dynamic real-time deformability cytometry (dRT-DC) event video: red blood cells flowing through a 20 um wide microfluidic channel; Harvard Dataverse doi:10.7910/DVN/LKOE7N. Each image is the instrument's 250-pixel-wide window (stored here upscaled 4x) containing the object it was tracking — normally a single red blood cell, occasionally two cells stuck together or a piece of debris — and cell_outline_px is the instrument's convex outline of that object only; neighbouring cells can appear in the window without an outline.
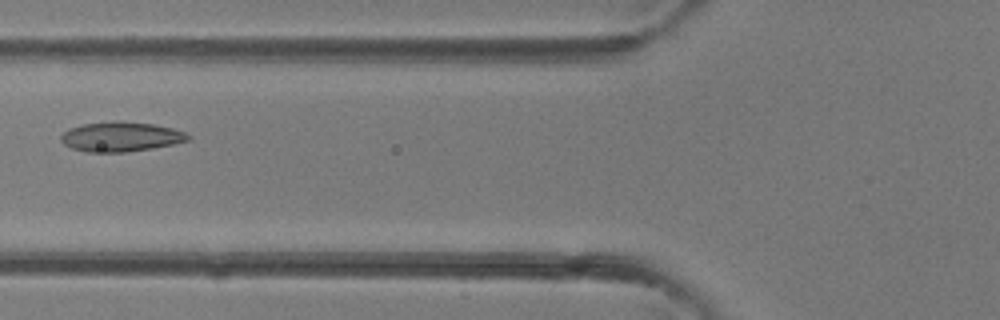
{"species": "common noctule bat (a hibernating species)", "species_latin": "Nyctalus noctula", "temperature_condition": "room temperature", "stored_images_in_passage": 41, "camera_frame_rate_fps": 3000, "um_per_image_px": 0.085, "animal": {"sex": "female"}, "frame": {"image": 1, "passage_image": 16, "time_ms": 5.0, "image_size_px": [1000, 320], "cell_outline_px": [[192, 136], [188, 140], [172, 144], [152, 148], [128, 152], [88, 152], [72, 148], [64, 144], [60, 140], [60, 136], [68, 128], [80, 124], [120, 120], [152, 124], [172, 128], [184, 132]], "centroid_in_image_um": [10.24, 11.61], "position_along_channel_um": 115.6, "area_um2": 22.08}}
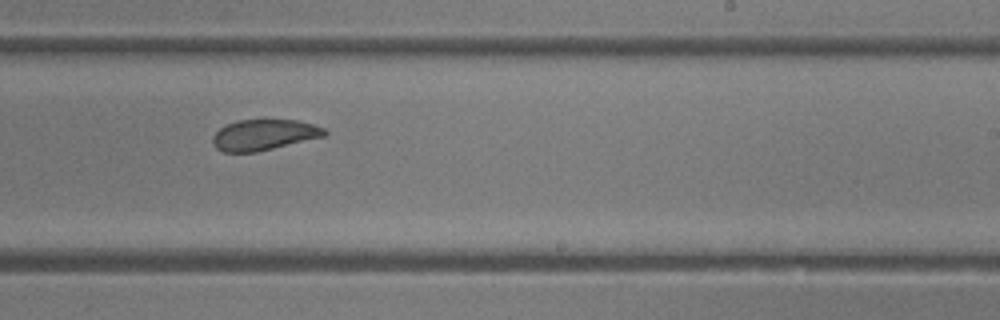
{"frame": {"image": 2, "passage_image": 25, "time_ms": 8.0, "image_size_px": [1000, 320], "cell_outline_px": [[328, 132], [324, 136], [256, 152], [224, 152], [216, 148], [212, 140], [212, 136], [220, 128], [236, 120], [296, 120], [312, 124], [324, 128]], "centroid_in_image_um": [22.41, 11.46], "position_along_channel_um": 266.6, "area_um2": 19.83}}
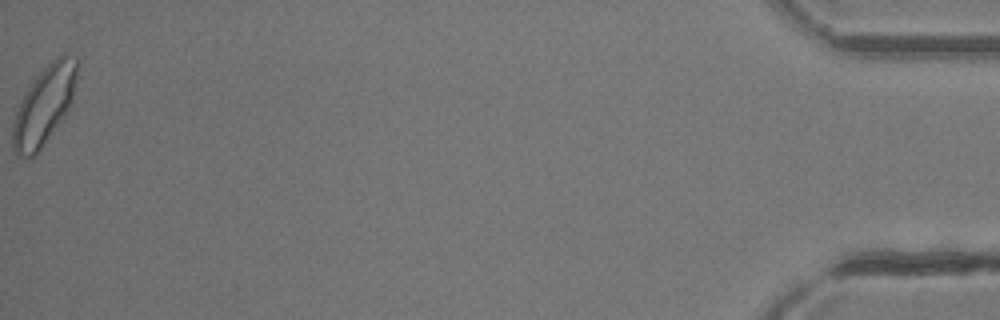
{"frame": {"image": 3, "passage_image": 41, "time_ms": 13.333, "image_size_px": [1000, 320], "cell_outline_px": [[76, 76], [72, 100], [68, 108], [36, 156], [20, 156], [12, 148], [12, 124], [20, 100], [36, 76], [56, 56], [64, 52], [76, 56]], "centroid_in_image_um": [3.73, 8.93], "position_along_channel_um": 431.5, "area_um2": 28.9}}